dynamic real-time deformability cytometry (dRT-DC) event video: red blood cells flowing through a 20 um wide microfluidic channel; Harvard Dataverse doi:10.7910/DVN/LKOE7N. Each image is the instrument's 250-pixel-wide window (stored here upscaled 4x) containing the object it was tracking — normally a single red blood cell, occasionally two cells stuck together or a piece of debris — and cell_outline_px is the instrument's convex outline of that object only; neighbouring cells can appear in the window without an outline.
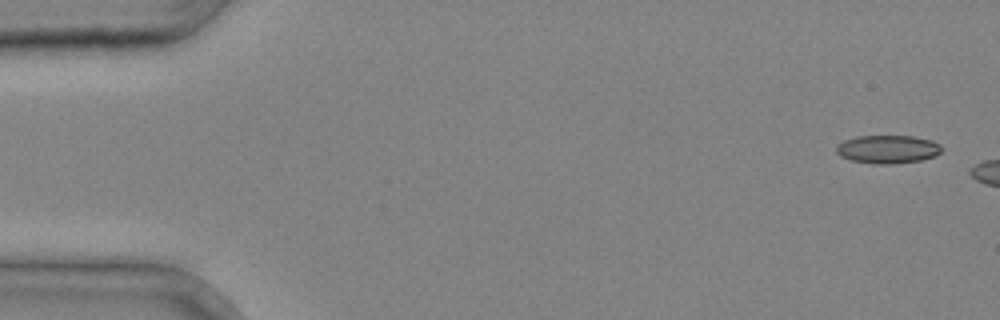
{"species": "common noctule bat (a hibernating species)", "species_latin": "Nyctalus noctula", "temperature_condition": "cold", "stored_images_in_passage": 2, "camera_frame_rate_fps": 3000, "um_per_image_px": 0.085, "animal": {"sex": "male", "body_mass_g": 20.4}, "frame": {"image": 1, "passage_image": 1, "time_ms": 0.0, "image_size_px": [1000, 320], "cell_outline_px": [[944, 148], [940, 152], [932, 156], [920, 160], [892, 164], [876, 164], [852, 160], [840, 156], [836, 152], [836, 144], [844, 140], [856, 136], [912, 136], [932, 140], [940, 144]], "centroid_in_image_um": [75.44, 12.67], "position_along_channel_um": 9.6, "area_um2": 17.34}}